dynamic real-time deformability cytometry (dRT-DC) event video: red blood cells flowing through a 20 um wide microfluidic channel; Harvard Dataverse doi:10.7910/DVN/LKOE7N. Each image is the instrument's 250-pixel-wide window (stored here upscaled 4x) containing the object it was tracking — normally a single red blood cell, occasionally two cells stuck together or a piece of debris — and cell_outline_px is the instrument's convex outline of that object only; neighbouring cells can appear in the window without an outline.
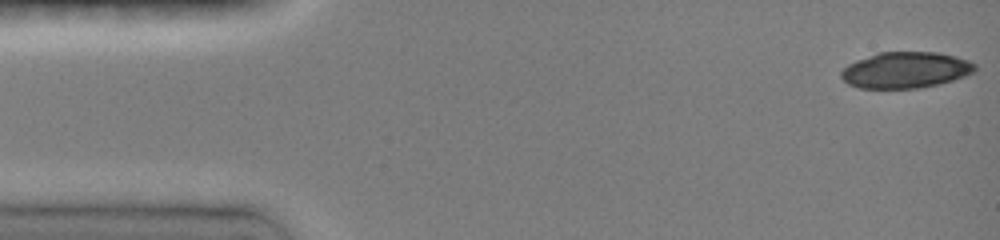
{"species": "common noctule bat (a hibernating species)", "species_latin": "Nyctalus noctula", "temperature_condition": "room temperature", "stored_images_in_passage": 7, "camera_frame_rate_fps": 3000, "um_per_image_px": 0.085, "animal": {"sex": "female", "body_mass_g": 19.0, "forearm_length_mm": 51.5}, "frame": {"image": 1, "passage_image": 1, "time_ms": 0.0, "image_size_px": [1000, 240], "cell_outline_px": [[976, 72], [952, 80], [920, 88], [860, 88], [848, 84], [840, 76], [840, 72], [848, 64], [856, 60], [876, 52], [936, 52], [956, 56], [968, 60], [976, 64]], "centroid_in_image_um": [76.97, 5.94], "position_along_channel_um": 8.0, "area_um2": 28.26}}